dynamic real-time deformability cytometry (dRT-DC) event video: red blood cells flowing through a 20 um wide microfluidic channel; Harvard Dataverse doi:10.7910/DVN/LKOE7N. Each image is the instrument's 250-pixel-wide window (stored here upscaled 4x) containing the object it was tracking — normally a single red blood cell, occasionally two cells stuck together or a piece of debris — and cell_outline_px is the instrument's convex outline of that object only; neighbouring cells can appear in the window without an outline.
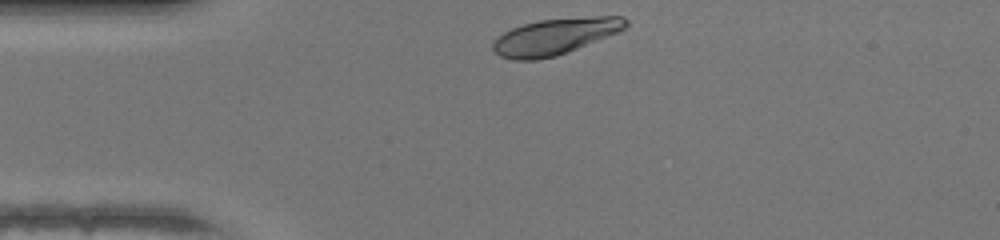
{"species": "human", "species_latin": "Homo sapiens", "temperature_condition": "warm", "stored_images_in_passage": 28, "camera_frame_rate_fps": 3000, "um_per_image_px": 0.085, "donor": {"sex": "female"}, "frame": {"image": 1, "passage_image": 1, "time_ms": 0.0, "image_size_px": [1000, 240], "cell_outline_px": [[628, 24], [624, 28], [616, 32], [556, 56], [536, 60], [512, 60], [500, 56], [492, 48], [492, 44], [504, 32], [512, 28], [524, 24], [540, 20], [596, 16], [624, 16], [628, 20]], "centroid_in_image_um": [47.16, 3.1], "position_along_channel_um": 37.8, "area_um2": 27.51}}
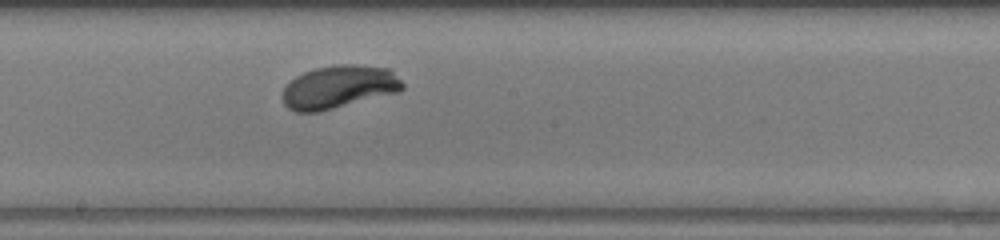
{"frame": {"image": 2, "passage_image": 16, "time_ms": 5.0, "image_size_px": [1000, 240], "cell_outline_px": [[404, 88], [400, 92], [320, 112], [296, 112], [288, 108], [284, 104], [280, 96], [284, 88], [296, 76], [304, 72], [316, 68], [332, 64], [356, 64], [392, 68], [404, 84]], "centroid_in_image_um": [28.83, 7.39], "position_along_channel_um": 219.4, "area_um2": 30.69}}
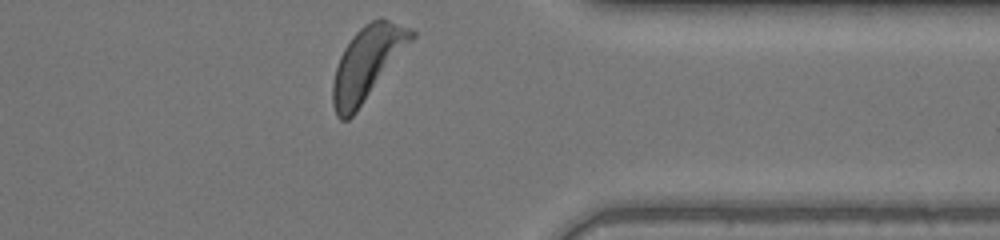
{"frame": {"image": 3, "passage_image": 28, "time_ms": 9.0, "image_size_px": [1000, 240], "cell_outline_px": [[416, 36], [356, 112], [348, 120], [340, 120], [336, 116], [332, 104], [332, 84], [336, 68], [340, 56], [344, 48], [352, 36], [364, 24], [380, 16], [408, 28], [416, 32]], "centroid_in_image_um": [31.19, 5.37], "position_along_channel_um": 380.2, "area_um2": 33.29}, "authors_computed_cell_mechanics": {"area_um2": 29.7092, "velocity_mm_per_s": 4.2941, "shape_relaxation_time_tau1_ms": 1.6492, "shape_relaxation_time_tau2_ms": null, "deformation_change_tau1": 0.1601, "deformation_change_tau2": null}}